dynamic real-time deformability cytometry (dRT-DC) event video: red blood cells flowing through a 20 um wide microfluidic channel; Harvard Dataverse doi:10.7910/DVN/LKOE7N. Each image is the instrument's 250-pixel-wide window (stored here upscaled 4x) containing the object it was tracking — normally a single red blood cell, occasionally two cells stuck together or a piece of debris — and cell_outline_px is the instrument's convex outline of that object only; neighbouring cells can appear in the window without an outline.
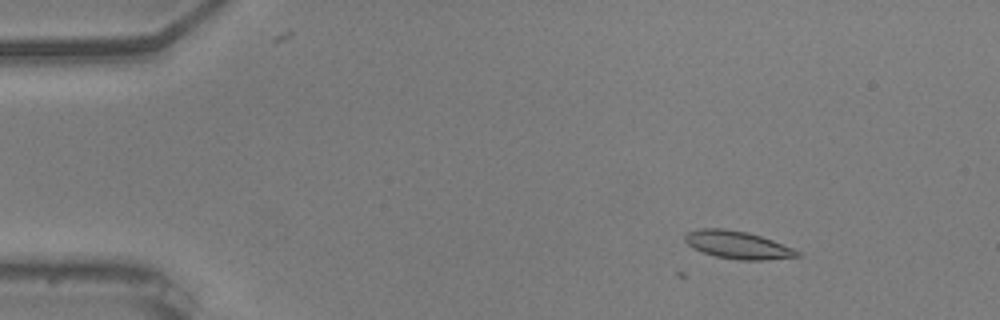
{"species": "common noctule bat (a hibernating species)", "species_latin": "Nyctalus noctula", "temperature_condition": "warm", "stored_images_in_passage": 2, "camera_frame_rate_fps": 3000, "um_per_image_px": 0.085, "animal": {"sex": "male", "body_mass_g": 20.5, "forearm_length_mm": 52.5}, "frame": {"image": 1, "passage_image": 2, "time_ms": 0.333, "image_size_px": [1000, 320], "cell_outline_px": [[800, 256], [768, 260], [740, 260], [716, 256], [704, 252], [688, 244], [684, 240], [684, 236], [688, 232], [700, 228], [724, 228], [748, 232], [772, 240], [792, 248], [800, 252]], "centroid_in_image_um": [62.71, 20.81], "position_along_channel_um": 22.3, "area_um2": 17.92}}